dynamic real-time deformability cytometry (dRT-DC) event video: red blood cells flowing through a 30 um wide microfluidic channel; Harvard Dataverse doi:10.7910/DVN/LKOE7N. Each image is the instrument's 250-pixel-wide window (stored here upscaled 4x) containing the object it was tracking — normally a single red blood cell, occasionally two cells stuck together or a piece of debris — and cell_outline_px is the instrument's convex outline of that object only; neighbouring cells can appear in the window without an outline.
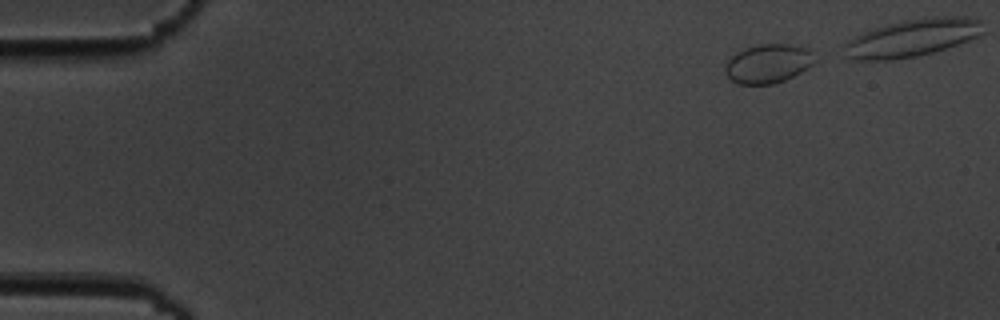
{"species": "common noctule bat (a hibernating species)", "species_latin": "Nyctalus noctula", "temperature_condition": "cold", "stored_images_in_passage": 12, "camera_frame_rate_fps": 3000, "um_per_image_px": 0.085, "animal": {"sex": "male", "body_mass_g": 19.5, "forearm_length_mm": 54.6}, "frame": {"image": 1, "passage_image": 1, "time_ms": 0.0, "image_size_px": [1000, 320], "cell_outline_px": [[816, 60], [812, 64], [800, 72], [784, 80], [772, 84], [736, 84], [724, 72], [724, 68], [728, 60], [736, 52], [744, 48], [760, 44], [788, 44], [808, 48], [812, 52]], "centroid_in_image_um": [65.27, 5.4], "position_along_channel_um": 19.7, "area_um2": 20.29}}
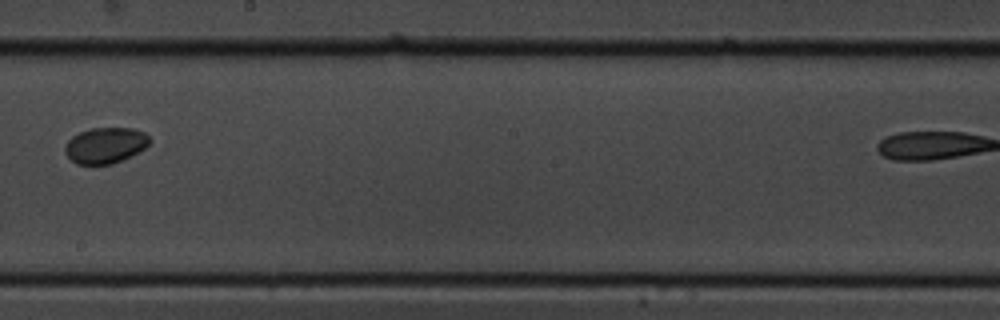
{"frame": {"image": 2, "passage_image": 8, "time_ms": 9.0, "image_size_px": [1000, 320], "cell_outline_px": [[152, 140], [144, 148], [132, 156], [112, 164], [76, 164], [64, 152], [64, 148], [68, 140], [72, 136], [80, 132], [92, 128], [132, 128], [144, 132]], "centroid_in_image_um": [8.96, 12.35], "position_along_channel_um": 239.2, "area_um2": 17.69}}
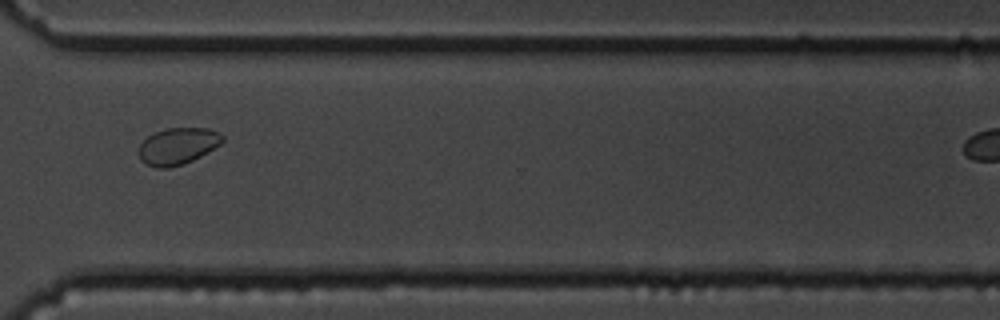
{"frame": {"image": 3, "passage_image": 11, "time_ms": 12.333, "image_size_px": [1000, 320], "cell_outline_px": [[224, 140], [220, 144], [200, 156], [184, 164], [168, 168], [156, 168], [144, 164], [140, 160], [140, 144], [148, 136], [156, 132], [168, 128], [208, 128], [220, 132], [224, 136]], "centroid_in_image_um": [15.12, 12.42], "position_along_channel_um": 355.5, "area_um2": 17.86}}